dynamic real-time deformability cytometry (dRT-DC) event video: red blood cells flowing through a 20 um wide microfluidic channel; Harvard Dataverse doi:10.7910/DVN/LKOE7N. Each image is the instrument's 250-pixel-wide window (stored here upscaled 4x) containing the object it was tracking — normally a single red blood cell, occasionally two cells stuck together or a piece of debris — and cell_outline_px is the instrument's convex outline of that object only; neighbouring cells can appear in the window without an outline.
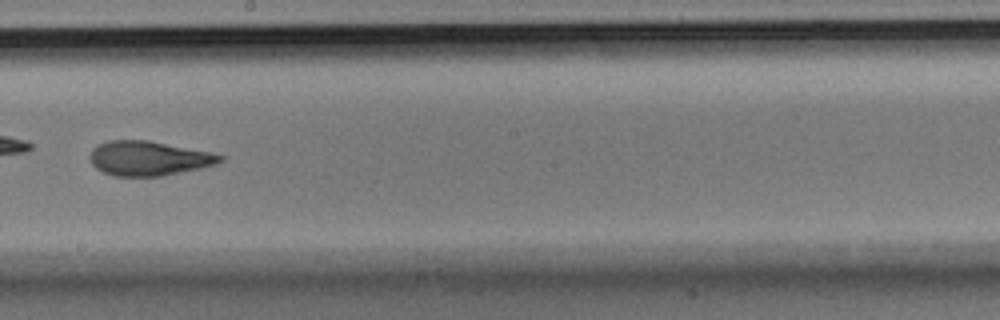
{"species": "Egyptian fruit bat (a non-hibernating species)", "species_latin": "Rousettus aegyptiacus", "temperature_condition": "room temperature", "stored_images_in_passage": 47, "camera_frame_rate_fps": 3000, "um_per_image_px": 0.085, "animal": {"sex": "male"}, "frame": {"image": 1, "passage_image": 27, "time_ms": 8.667, "image_size_px": [1000, 320], "cell_outline_px": [[224, 160], [216, 164], [200, 168], [160, 176], [116, 176], [104, 172], [96, 168], [92, 164], [92, 148], [108, 140], [148, 140], [212, 152], [224, 156]], "centroid_in_image_um": [12.68, 13.45], "position_along_channel_um": 235.5, "area_um2": 25.95}}